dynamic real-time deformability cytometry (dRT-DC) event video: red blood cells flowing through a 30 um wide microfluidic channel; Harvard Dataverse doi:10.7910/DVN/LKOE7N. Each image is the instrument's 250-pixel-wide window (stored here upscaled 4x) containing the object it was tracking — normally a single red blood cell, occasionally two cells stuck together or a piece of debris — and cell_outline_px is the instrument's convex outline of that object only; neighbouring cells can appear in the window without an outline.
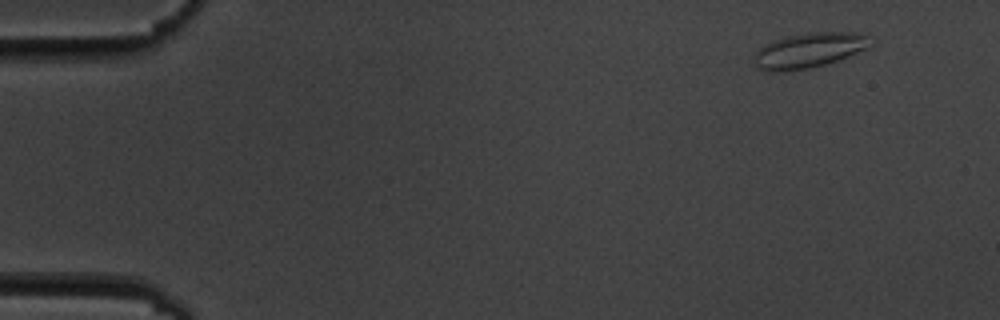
{"species": "common noctule bat (a hibernating species)", "species_latin": "Nyctalus noctula", "temperature_condition": "cold", "stored_images_in_passage": 10, "camera_frame_rate_fps": 3000, "um_per_image_px": 0.085, "animal": {"sex": "male", "body_mass_g": 19.5, "forearm_length_mm": 54.6}, "frame": {"image": 1, "passage_image": 1, "time_ms": 0.0, "image_size_px": [1000, 320], "cell_outline_px": [[872, 44], [868, 48], [840, 60], [828, 64], [808, 68], [784, 72], [768, 72], [756, 68], [752, 64], [752, 56], [764, 44], [772, 40], [784, 36], [804, 32], [852, 32], [872, 36]], "centroid_in_image_um": [68.73, 4.28], "position_along_channel_um": 16.3, "area_um2": 24.62}}
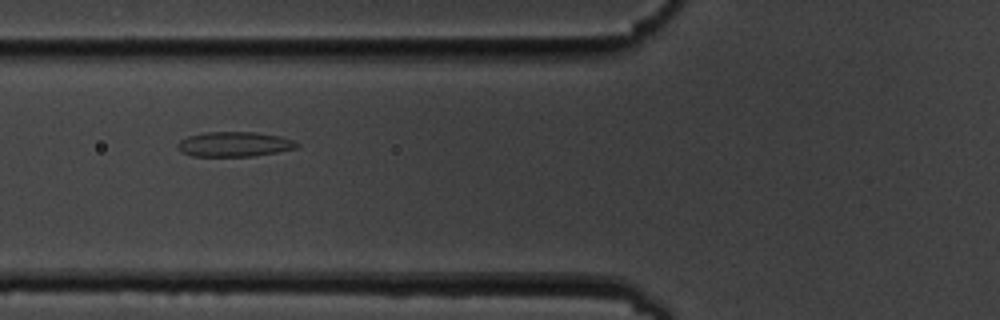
{"frame": {"image": 2, "passage_image": 6, "time_ms": 5.667, "image_size_px": [1000, 320], "cell_outline_px": [[300, 144], [296, 148], [276, 152], [252, 156], [192, 156], [180, 152], [176, 148], [176, 144], [180, 140], [188, 136], [204, 132], [256, 132], [280, 136], [292, 140]], "centroid_in_image_um": [19.86, 12.26], "position_along_channel_um": 105.9, "area_um2": 17.34}}
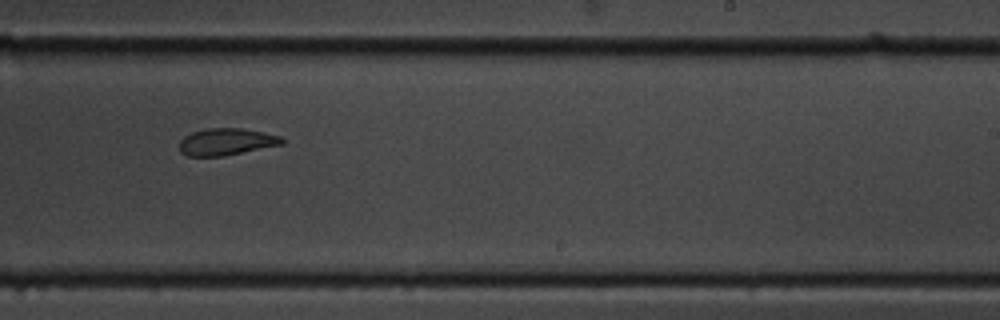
{"frame": {"image": 3, "passage_image": 10, "time_ms": 10.333, "image_size_px": [1000, 320], "cell_outline_px": [[284, 144], [224, 156], [188, 156], [180, 152], [180, 140], [184, 136], [192, 132], [208, 128], [240, 128], [264, 132], [280, 136], [284, 140]], "centroid_in_image_um": [19.24, 12.05], "position_along_channel_um": 269.8, "area_um2": 16.13}}